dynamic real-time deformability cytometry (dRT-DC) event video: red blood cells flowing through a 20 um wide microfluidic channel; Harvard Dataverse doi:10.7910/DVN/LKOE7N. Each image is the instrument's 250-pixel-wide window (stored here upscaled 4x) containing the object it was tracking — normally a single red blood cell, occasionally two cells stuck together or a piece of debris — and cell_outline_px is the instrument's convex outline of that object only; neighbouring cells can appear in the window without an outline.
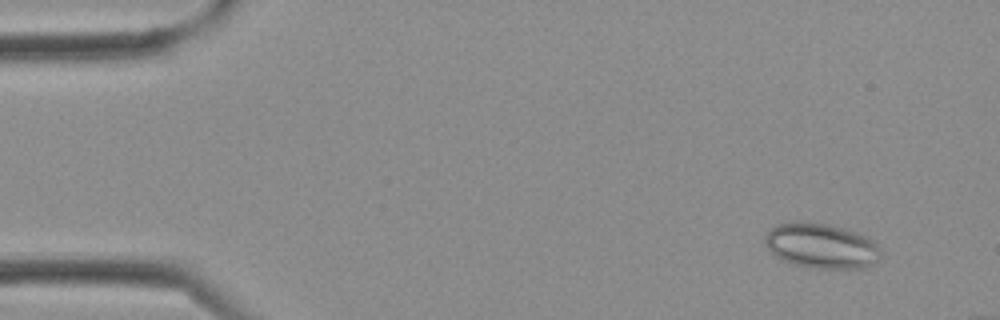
{"species": "Egyptian fruit bat (a non-hibernating species)", "species_latin": "Rousettus aegyptiacus", "temperature_condition": "cold", "stored_images_in_passage": 3, "camera_frame_rate_fps": 3000, "um_per_image_px": 0.085, "frame": {"image": 1, "passage_image": 1, "time_ms": 0.0, "image_size_px": [1000, 320], "cell_outline_px": [[880, 256], [868, 268], [820, 268], [796, 264], [784, 260], [776, 256], [764, 244], [764, 236], [776, 224], [796, 220], [800, 220], [828, 224], [864, 236], [872, 240], [880, 248]], "centroid_in_image_um": [69.77, 20.88], "position_along_channel_um": 15.2, "area_um2": 30.11}}